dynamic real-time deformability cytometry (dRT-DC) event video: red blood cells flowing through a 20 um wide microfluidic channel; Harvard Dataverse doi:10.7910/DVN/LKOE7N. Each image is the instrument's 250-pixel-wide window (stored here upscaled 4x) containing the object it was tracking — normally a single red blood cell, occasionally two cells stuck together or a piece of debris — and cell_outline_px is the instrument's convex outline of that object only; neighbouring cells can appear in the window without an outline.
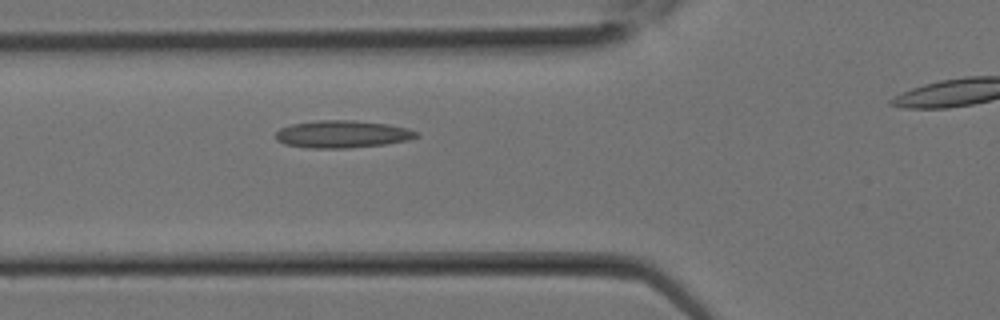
{"species": "Egyptian fruit bat (a non-hibernating species)", "species_latin": "Rousettus aegyptiacus", "temperature_condition": "room temperature", "stored_images_in_passage": 8, "segment_of_instrument_passage": [1, 2], "camera_frame_rate_fps": 3000, "um_per_image_px": 0.085, "animal": {"sex": "female"}, "frame": {"image": 1, "passage_image": 7, "time_ms": 2.0, "image_size_px": [1000, 320], "cell_outline_px": [[420, 136], [408, 140], [384, 144], [348, 148], [308, 148], [284, 144], [276, 140], [276, 132], [280, 128], [292, 124], [316, 120], [356, 120], [388, 124], [408, 128], [420, 132]], "centroid_in_image_um": [29.11, 11.4], "position_along_channel_um": 96.7, "area_um2": 22.66}}